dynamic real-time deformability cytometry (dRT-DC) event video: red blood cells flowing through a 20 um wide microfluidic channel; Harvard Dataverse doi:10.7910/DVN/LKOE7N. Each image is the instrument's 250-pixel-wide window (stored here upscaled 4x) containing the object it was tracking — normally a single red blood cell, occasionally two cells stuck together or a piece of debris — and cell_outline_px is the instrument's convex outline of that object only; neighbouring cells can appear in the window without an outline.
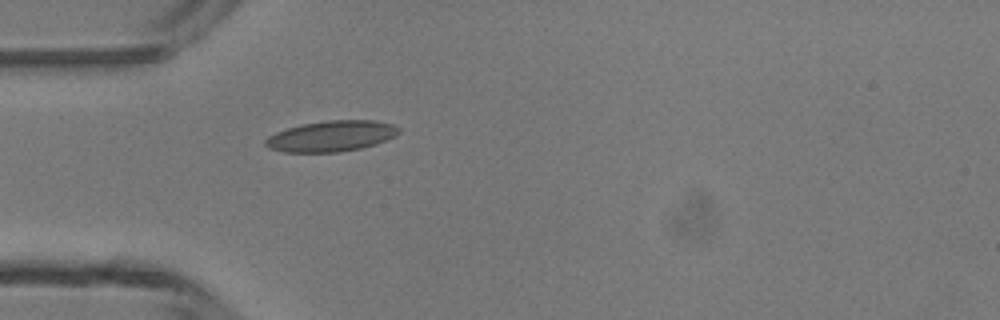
{"species": "common noctule bat (a hibernating species)", "species_latin": "Nyctalus noctula", "temperature_condition": "room temperature", "stored_images_in_passage": 1, "camera_frame_rate_fps": 3000, "um_per_image_px": 0.085, "animal": {"sex": "male", "body_mass_g": 13.3}, "frame": {"image": 1, "passage_image": 1, "time_ms": 0.0, "image_size_px": [1000, 320], "cell_outline_px": [[400, 132], [396, 136], [376, 144], [360, 148], [340, 152], [284, 152], [268, 148], [264, 144], [264, 140], [268, 136], [276, 132], [300, 124], [328, 120], [376, 120], [392, 124], [400, 128]], "centroid_in_image_um": [28.17, 11.57], "position_along_channel_um": 56.8, "area_um2": 24.1}}